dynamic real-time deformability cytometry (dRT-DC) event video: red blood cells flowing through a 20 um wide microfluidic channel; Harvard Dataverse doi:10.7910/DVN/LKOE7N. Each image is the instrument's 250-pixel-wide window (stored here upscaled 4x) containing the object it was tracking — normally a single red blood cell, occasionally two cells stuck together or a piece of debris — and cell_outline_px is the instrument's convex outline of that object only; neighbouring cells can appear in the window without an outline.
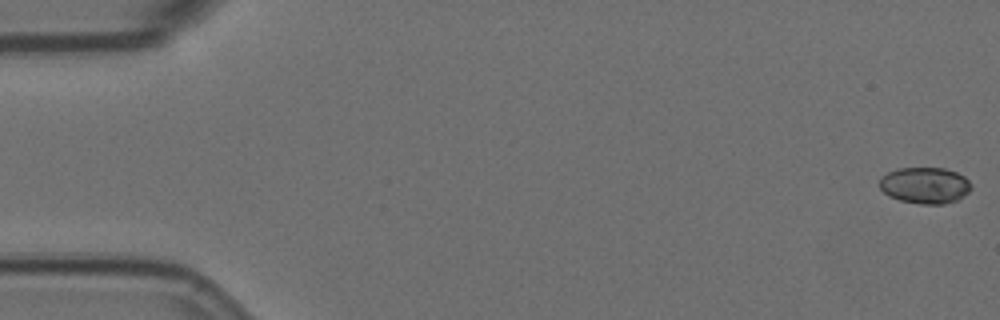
{"species": "Egyptian fruit bat (a non-hibernating species)", "species_latin": "Rousettus aegyptiacus", "temperature_condition": "room temperature", "stored_images_in_passage": 57, "camera_frame_rate_fps": 3000, "um_per_image_px": 0.085, "animal": {"sex": "female"}, "frame": {"image": 1, "passage_image": 1, "time_ms": 0.0, "image_size_px": [1000, 320], "cell_outline_px": [[972, 188], [964, 196], [956, 200], [944, 204], [920, 204], [900, 200], [888, 196], [880, 188], [880, 176], [896, 168], [944, 168], [956, 172], [964, 176], [968, 180]], "centroid_in_image_um": [78.61, 15.75], "position_along_channel_um": 6.4, "area_um2": 19.48}}
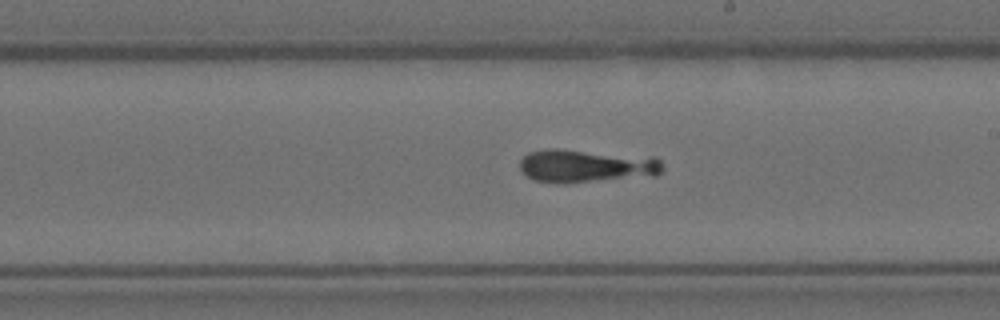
{"frame": {"image": 2, "passage_image": 33, "time_ms": 10.667, "image_size_px": [1000, 320], "cell_outline_px": [[664, 168], [656, 176], [568, 184], [556, 184], [532, 180], [520, 168], [520, 160], [528, 152], [548, 148], [560, 148], [656, 156], [664, 164]], "centroid_in_image_um": [49.89, 14.1], "position_along_channel_um": 239.1, "area_um2": 28.78}}
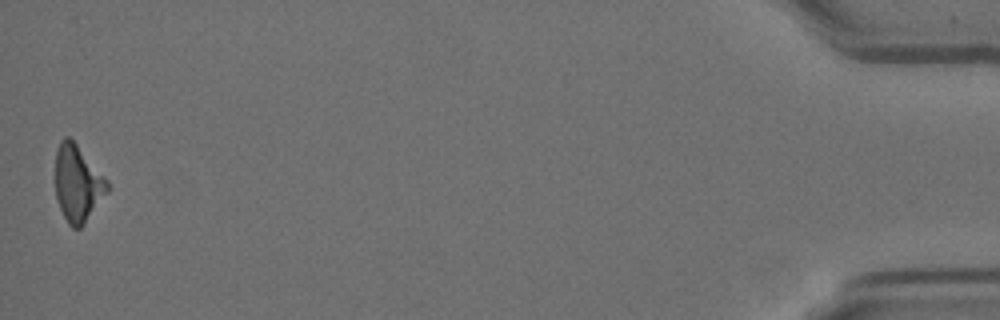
{"frame": {"image": 3, "passage_image": 57, "time_ms": 18.667, "image_size_px": [1000, 320], "cell_outline_px": [[108, 192], [84, 224], [80, 228], [72, 228], [68, 224], [60, 208], [56, 196], [56, 148], [60, 140], [64, 136], [68, 136], [76, 144], [108, 180]], "centroid_in_image_um": [6.6, 15.59], "position_along_channel_um": 428.6, "area_um2": 23.0}}